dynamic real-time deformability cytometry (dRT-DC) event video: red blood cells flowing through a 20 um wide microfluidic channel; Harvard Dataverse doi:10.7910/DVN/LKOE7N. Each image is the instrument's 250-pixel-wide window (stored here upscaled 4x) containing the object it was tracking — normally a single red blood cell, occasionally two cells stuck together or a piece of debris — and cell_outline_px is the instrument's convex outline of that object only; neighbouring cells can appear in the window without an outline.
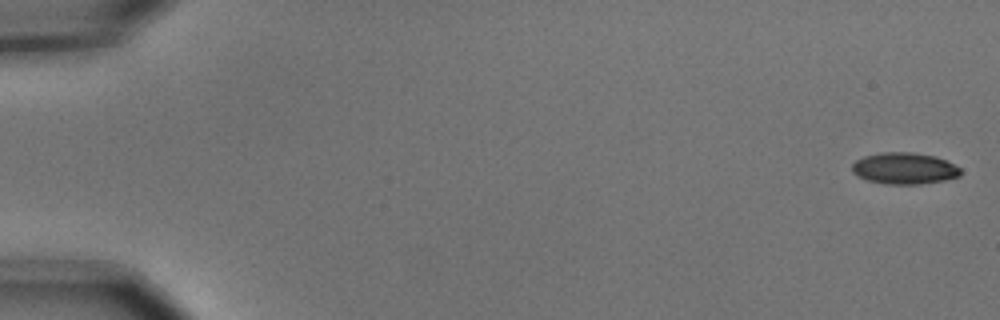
{"species": "common noctule bat (a hibernating species)", "species_latin": "Nyctalus noctula", "temperature_condition": "cold", "stored_images_in_passage": 7, "camera_frame_rate_fps": 3000, "um_per_image_px": 0.085, "animal": {"sex": "male", "body_mass_g": 15.6}, "frame": {"image": 1, "passage_image": 1, "time_ms": 0.0, "image_size_px": [1000, 320], "cell_outline_px": [[960, 176], [944, 180], [920, 184], [888, 184], [868, 180], [856, 176], [852, 172], [852, 164], [856, 160], [864, 156], [884, 152], [912, 152], [936, 156], [960, 168]], "centroid_in_image_um": [76.84, 14.31], "position_along_channel_um": 8.2, "area_um2": 19.83}}
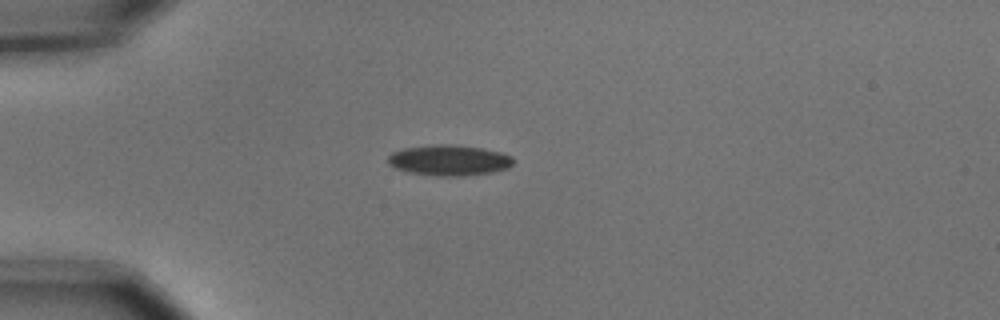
{"frame": {"image": 2, "passage_image": 5, "time_ms": 1.333, "image_size_px": [1000, 320], "cell_outline_px": [[512, 164], [508, 168], [492, 172], [464, 176], [436, 176], [408, 172], [396, 168], [388, 164], [388, 156], [392, 152], [404, 148], [432, 144], [456, 144], [484, 148], [500, 152], [512, 156]], "centroid_in_image_um": [38.16, 13.61], "position_along_channel_um": 46.8, "area_um2": 22.6}}
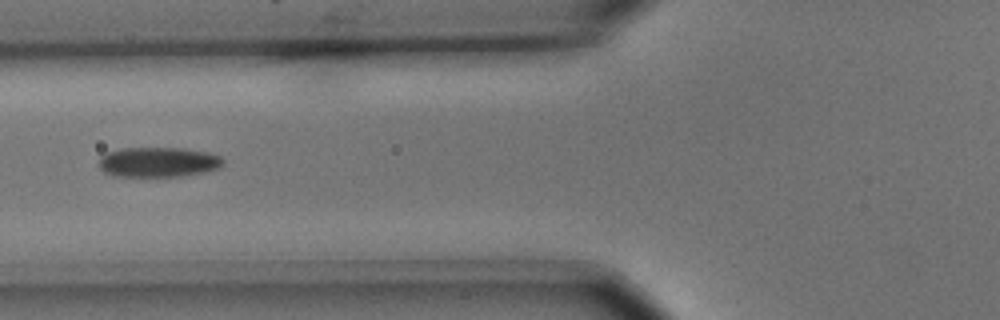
{"frame": {"image": 3, "passage_image": 7, "time_ms": 2.0, "image_size_px": [1000, 320], "cell_outline_px": [[224, 164], [220, 168], [204, 172], [180, 176], [116, 176], [104, 172], [100, 168], [100, 156], [108, 152], [120, 148], [184, 148], [208, 152], [220, 156], [224, 160]], "centroid_in_image_um": [13.48, 13.77], "position_along_channel_um": 112.3, "area_um2": 21.73}}